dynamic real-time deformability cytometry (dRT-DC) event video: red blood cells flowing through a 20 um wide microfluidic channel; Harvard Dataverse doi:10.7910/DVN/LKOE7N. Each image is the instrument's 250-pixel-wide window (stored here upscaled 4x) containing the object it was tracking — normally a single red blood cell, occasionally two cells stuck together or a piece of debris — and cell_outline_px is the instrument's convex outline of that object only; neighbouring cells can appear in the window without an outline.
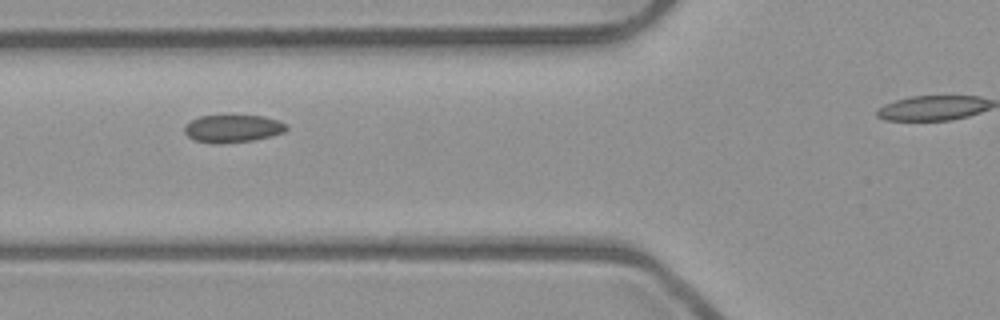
{"species": "common noctule bat (a hibernating species)", "species_latin": "Nyctalus noctula", "temperature_condition": "room temperature", "stored_images_in_passage": 7, "segment_of_instrument_passage": [1, 2], "camera_frame_rate_fps": 3000, "um_per_image_px": 0.085, "animal": {"sex": "male", "body_mass_g": 23.1, "forearm_length_mm": 52.7}, "frame": {"image": 1, "passage_image": 3, "time_ms": 0.667, "image_size_px": [1000, 320], "cell_outline_px": [[288, 128], [284, 132], [252, 140], [220, 144], [216, 144], [196, 140], [188, 136], [184, 132], [184, 124], [200, 116], [264, 116], [280, 120], [288, 124]], "centroid_in_image_um": [19.79, 10.92], "position_along_channel_um": 106.0, "area_um2": 16.36}}
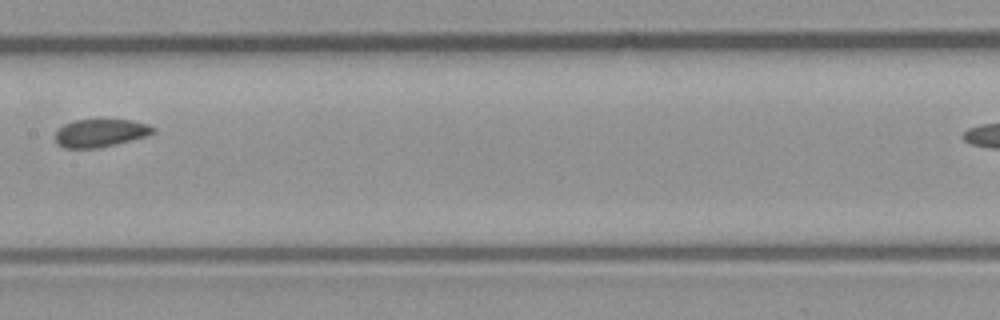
{"frame": {"image": 2, "passage_image": 5, "time_ms": 1.333, "image_size_px": [1000, 320], "cell_outline_px": [[156, 132], [148, 136], [100, 148], [64, 148], [56, 144], [56, 132], [64, 124], [72, 120], [132, 120], [148, 124], [156, 128]], "centroid_in_image_um": [8.56, 11.31], "position_along_channel_um": 198.8, "area_um2": 16.07}}
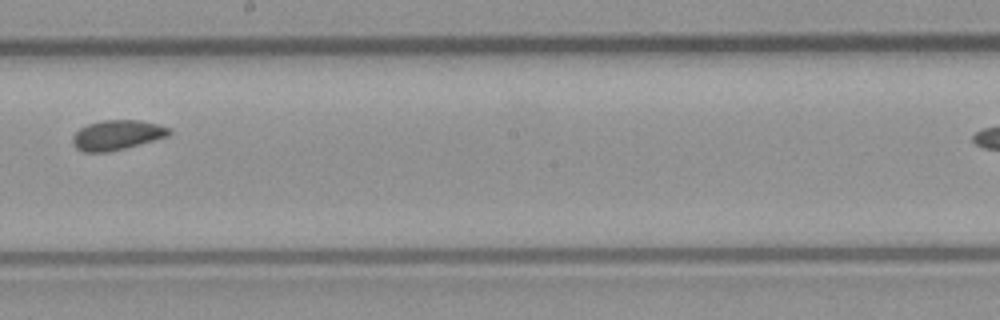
{"frame": {"image": 3, "passage_image": 6, "time_ms": 1.667, "image_size_px": [1000, 320], "cell_outline_px": [[172, 132], [168, 136], [140, 144], [108, 152], [84, 152], [76, 148], [72, 144], [72, 136], [80, 128], [88, 124], [104, 120], [140, 120], [160, 124], [172, 128]], "centroid_in_image_um": [9.97, 11.47], "position_along_channel_um": 238.2, "area_um2": 16.88}}